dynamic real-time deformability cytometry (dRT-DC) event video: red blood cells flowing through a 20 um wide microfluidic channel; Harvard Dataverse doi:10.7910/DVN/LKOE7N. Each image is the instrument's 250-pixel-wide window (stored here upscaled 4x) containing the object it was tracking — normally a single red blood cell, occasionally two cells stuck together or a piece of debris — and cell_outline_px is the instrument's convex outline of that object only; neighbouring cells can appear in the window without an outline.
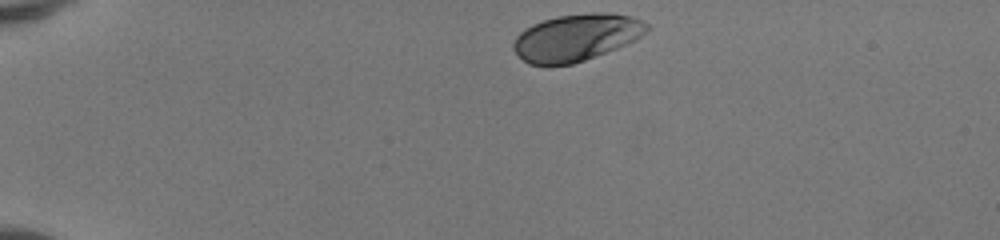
{"species": "human", "species_latin": "Homo sapiens", "temperature_condition": "room temperature", "stored_images_in_passage": 37, "camera_frame_rate_fps": 3000, "um_per_image_px": 0.085, "donor": {"sex": "female"}, "frame": {"image": 1, "passage_image": 1, "time_ms": 0.0, "image_size_px": [1000, 240], "cell_outline_px": [[652, 28], [648, 32], [636, 40], [616, 48], [584, 60], [572, 64], [548, 68], [528, 64], [512, 48], [512, 44], [516, 36], [524, 28], [532, 24], [556, 16], [592, 12], [612, 12], [632, 16], [648, 24]], "centroid_in_image_um": [48.98, 3.19], "position_along_channel_um": 36.0, "area_um2": 37.22}}
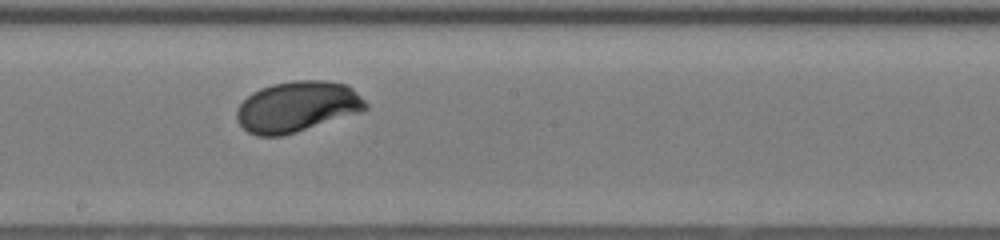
{"frame": {"image": 2, "passage_image": 20, "time_ms": 6.333, "image_size_px": [1000, 240], "cell_outline_px": [[368, 108], [360, 112], [296, 132], [280, 136], [256, 136], [248, 132], [236, 120], [236, 108], [252, 92], [260, 88], [272, 84], [292, 80], [324, 80], [348, 84], [368, 104]], "centroid_in_image_um": [25.24, 9.06], "position_along_channel_um": 223.0, "area_um2": 38.15}}
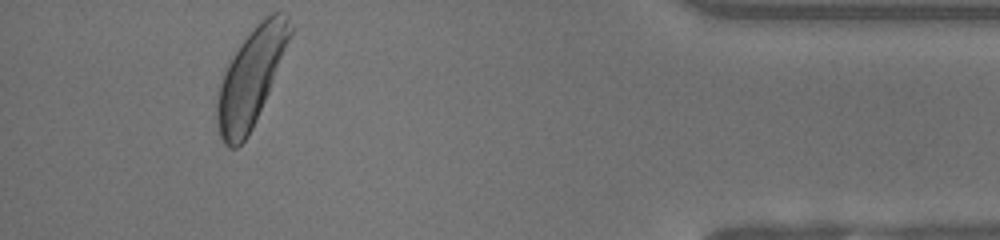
{"frame": {"image": 3, "passage_image": 37, "time_ms": 12.0, "image_size_px": [1000, 240], "cell_outline_px": [[292, 36], [256, 120], [248, 136], [236, 148], [228, 148], [224, 144], [216, 128], [216, 100], [220, 84], [224, 72], [232, 56], [240, 44], [256, 24], [260, 20], [272, 12], [280, 12], [288, 16], [292, 28]], "centroid_in_image_um": [21.31, 6.6], "position_along_channel_um": 413.9, "area_um2": 41.04}, "authors_computed_cell_mechanics": {"area_um2": 37.3966, "velocity_mm_per_s": 4.125, "shape_relaxation_time_tau1_ms": 2.2945, "shape_relaxation_time_tau2_ms": null, "deformation_change_tau1": 0.1477, "deformation_change_tau2": null}}